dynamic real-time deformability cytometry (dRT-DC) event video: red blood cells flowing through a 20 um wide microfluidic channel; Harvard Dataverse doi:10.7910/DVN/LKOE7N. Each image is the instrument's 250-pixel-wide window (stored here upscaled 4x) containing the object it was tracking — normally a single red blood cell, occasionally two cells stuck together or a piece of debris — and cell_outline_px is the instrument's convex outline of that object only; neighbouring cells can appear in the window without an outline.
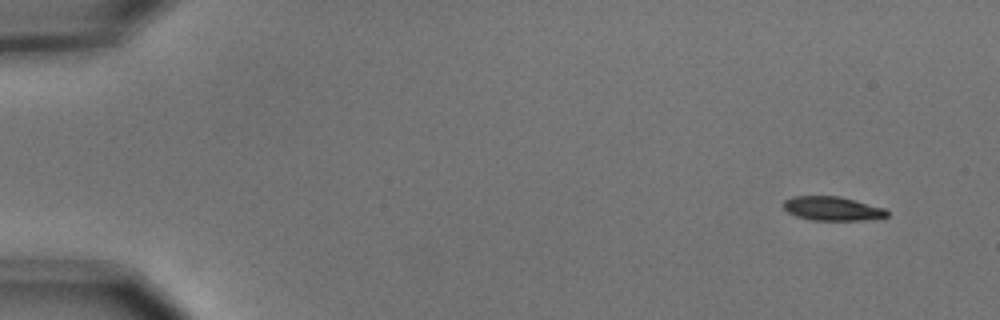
{"species": "common noctule bat (a hibernating species)", "species_latin": "Nyctalus noctula", "temperature_condition": "cold", "stored_images_in_passage": 7, "camera_frame_rate_fps": 3000, "um_per_image_px": 0.085, "animal": {"sex": "male", "body_mass_g": 15.6}, "frame": {"image": 1, "passage_image": 1, "time_ms": 0.0, "image_size_px": [1000, 320], "cell_outline_px": [[888, 216], [864, 220], [812, 220], [796, 216], [788, 212], [784, 208], [784, 200], [792, 196], [840, 196], [884, 208], [888, 212]], "centroid_in_image_um": [70.73, 17.72], "position_along_channel_um": 14.3, "area_um2": 14.39}}
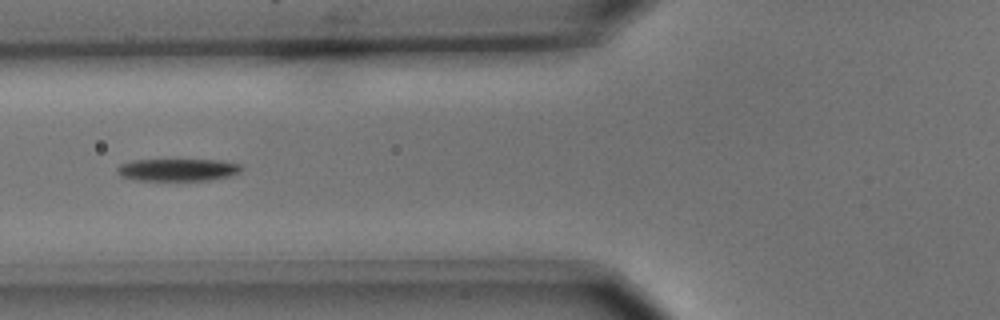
{"frame": {"image": 2, "passage_image": 6, "time_ms": 1.667, "image_size_px": [1000, 320], "cell_outline_px": [[244, 168], [240, 172], [228, 176], [208, 180], [132, 180], [120, 176], [116, 172], [116, 168], [120, 164], [132, 160], [216, 160], [240, 164]], "centroid_in_image_um": [15.06, 14.43], "position_along_channel_um": 110.7, "area_um2": 16.18}}
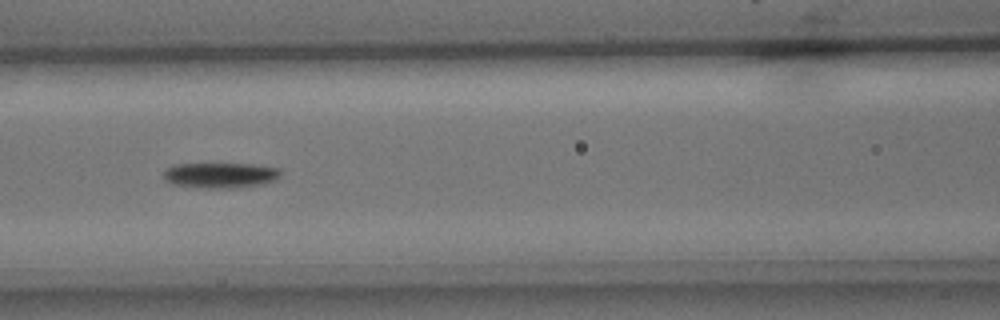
{"frame": {"image": 3, "passage_image": 7, "time_ms": 2.0, "image_size_px": [1000, 320], "cell_outline_px": [[280, 176], [264, 184], [232, 188], [204, 188], [172, 184], [164, 180], [164, 172], [168, 168], [176, 164], [252, 164], [280, 168]], "centroid_in_image_um": [18.73, 14.9], "position_along_channel_um": 147.9, "area_um2": 17.22}}